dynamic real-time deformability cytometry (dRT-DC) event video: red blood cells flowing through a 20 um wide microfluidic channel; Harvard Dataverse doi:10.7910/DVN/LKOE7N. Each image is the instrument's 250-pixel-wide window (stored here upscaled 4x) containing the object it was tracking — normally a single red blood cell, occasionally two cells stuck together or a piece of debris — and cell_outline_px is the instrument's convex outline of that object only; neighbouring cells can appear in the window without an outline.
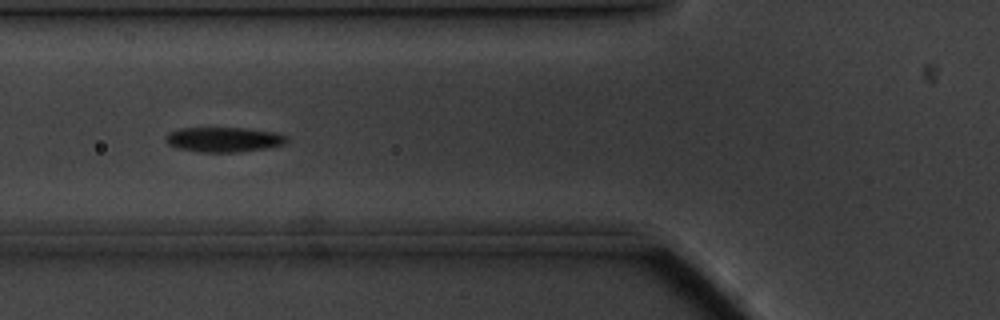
{"species": "common noctule bat (a hibernating species)", "species_latin": "Nyctalus noctula", "temperature_condition": "cold", "stored_images_in_passage": 21, "camera_frame_rate_fps": 3000, "um_per_image_px": 0.085, "animal": {"sex": "male", "body_mass_g": 20.1, "forearm_length_mm": 53.5}, "frame": {"image": 1, "passage_image": 7, "time_ms": 2.0, "image_size_px": [1000, 320], "cell_outline_px": [[288, 140], [284, 144], [264, 148], [240, 152], [200, 152], [176, 148], [168, 144], [164, 140], [164, 136], [168, 132], [180, 128], [244, 128], [276, 132], [288, 136]], "centroid_in_image_um": [18.98, 11.86], "position_along_channel_um": 106.8, "area_um2": 17.69}}